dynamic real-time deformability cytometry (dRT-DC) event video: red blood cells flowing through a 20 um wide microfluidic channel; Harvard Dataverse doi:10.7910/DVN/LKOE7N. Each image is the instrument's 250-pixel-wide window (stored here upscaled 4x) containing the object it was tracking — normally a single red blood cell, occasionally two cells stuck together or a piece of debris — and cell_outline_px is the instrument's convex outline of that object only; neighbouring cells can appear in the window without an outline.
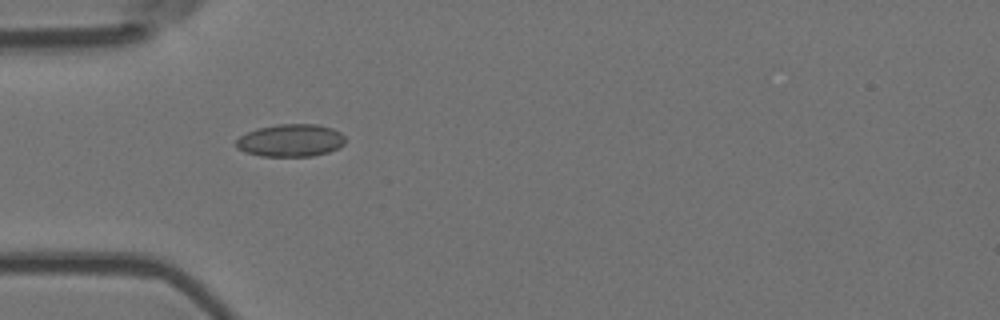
{"species": "Egyptian fruit bat (a non-hibernating species)", "species_latin": "Rousettus aegyptiacus", "temperature_condition": "room temperature", "stored_images_in_passage": 21, "camera_frame_rate_fps": 3000, "um_per_image_px": 0.085, "animal": {"sex": "female"}, "frame": {"image": 1, "passage_image": 17, "time_ms": 5.333, "image_size_px": [1000, 320], "cell_outline_px": [[344, 144], [328, 152], [312, 156], [260, 156], [244, 152], [236, 148], [236, 140], [240, 136], [256, 128], [276, 124], [316, 124], [332, 128], [340, 132], [344, 136]], "centroid_in_image_um": [24.67, 11.93], "position_along_channel_um": 60.3, "area_um2": 20.75}}
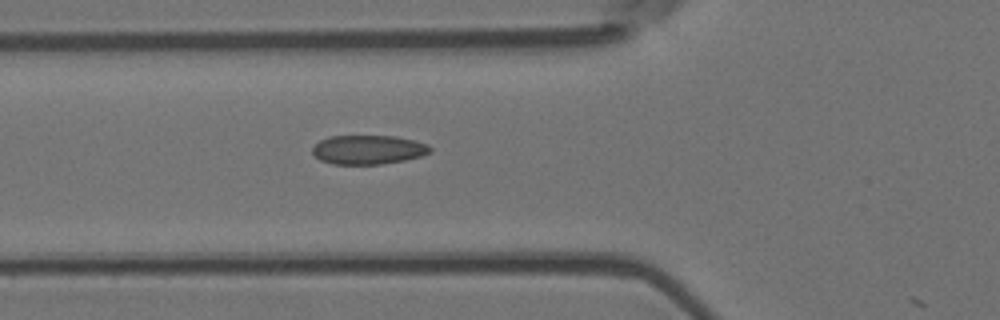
{"frame": {"image": 2, "passage_image": 20, "time_ms": 6.333, "image_size_px": [1000, 320], "cell_outline_px": [[432, 152], [420, 156], [404, 160], [380, 164], [332, 164], [320, 160], [312, 152], [312, 148], [320, 140], [328, 136], [396, 136], [416, 140], [428, 144], [432, 148]], "centroid_in_image_um": [31.32, 12.71], "position_along_channel_um": 94.5, "area_um2": 20.06}}